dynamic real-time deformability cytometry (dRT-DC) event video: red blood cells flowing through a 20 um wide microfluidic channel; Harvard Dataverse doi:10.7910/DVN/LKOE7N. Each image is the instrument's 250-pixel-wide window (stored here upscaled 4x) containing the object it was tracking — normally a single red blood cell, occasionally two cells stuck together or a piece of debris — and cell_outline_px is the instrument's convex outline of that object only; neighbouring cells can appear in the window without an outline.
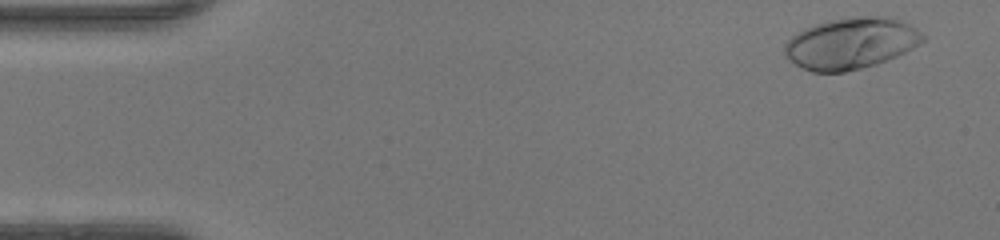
{"species": "human", "species_latin": "Homo sapiens", "temperature_condition": "warm", "stored_images_in_passage": 47, "camera_frame_rate_fps": 3000, "um_per_image_px": 0.085, "donor": {"sex": "female"}, "frame": {"image": 1, "passage_image": 2, "time_ms": 0.333, "image_size_px": [1000, 240], "cell_outline_px": [[928, 36], [920, 44], [896, 56], [876, 64], [844, 72], [812, 72], [788, 60], [784, 56], [784, 44], [796, 32], [812, 24], [828, 20], [860, 16], [892, 16], [916, 28]], "centroid_in_image_um": [72.33, 3.67], "position_along_channel_um": 12.7, "area_um2": 41.62}}
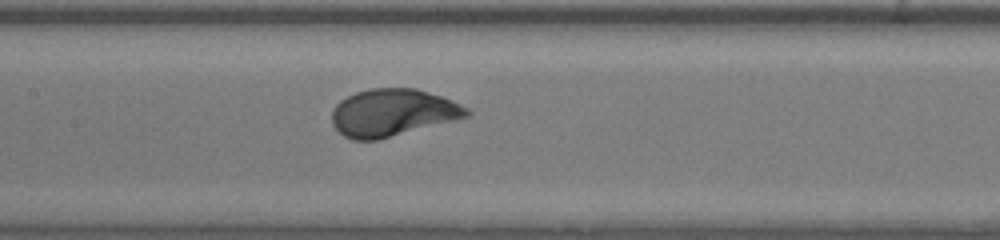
{"frame": {"image": 2, "passage_image": 22, "time_ms": 7.0, "image_size_px": [1000, 240], "cell_outline_px": [[472, 112], [468, 116], [456, 120], [380, 140], [352, 140], [344, 136], [332, 124], [332, 108], [340, 100], [356, 92], [368, 88], [416, 88], [440, 96], [460, 104], [468, 108]], "centroid_in_image_um": [33.36, 9.58], "position_along_channel_um": 174.0, "area_um2": 37.34}}
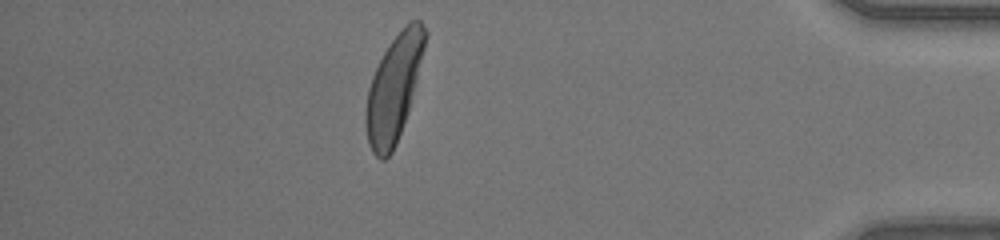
{"frame": {"image": 3, "passage_image": 41, "time_ms": 13.333, "image_size_px": [1000, 240], "cell_outline_px": [[428, 36], [416, 84], [408, 112], [396, 144], [392, 152], [384, 160], [380, 160], [372, 152], [368, 144], [364, 120], [364, 112], [368, 88], [372, 76], [388, 44], [404, 24], [412, 20], [420, 20], [428, 32]], "centroid_in_image_um": [33.48, 7.48], "position_along_channel_um": 401.7, "area_um2": 36.93}, "authors_computed_cell_mechanics": {"area_um2": 36.9342, "velocity_mm_per_s": 4.3133, "shape_relaxation_time_tau1_ms": 1.8599, "shape_relaxation_time_tau2_ms": null, "deformation_change_tau1": 0.1825, "deformation_change_tau2": null}}